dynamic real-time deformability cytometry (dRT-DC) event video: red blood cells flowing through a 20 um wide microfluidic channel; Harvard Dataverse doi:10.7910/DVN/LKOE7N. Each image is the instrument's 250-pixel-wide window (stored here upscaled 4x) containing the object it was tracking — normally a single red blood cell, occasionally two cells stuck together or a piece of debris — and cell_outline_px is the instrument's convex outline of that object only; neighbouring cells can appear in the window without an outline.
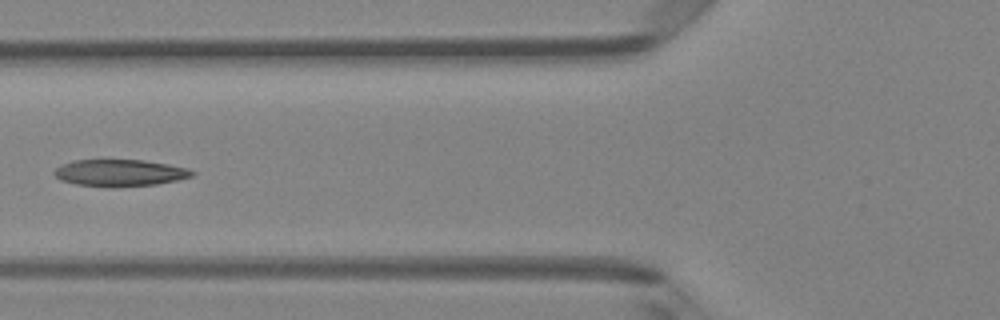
{"species": "Egyptian fruit bat (a non-hibernating species)", "species_latin": "Rousettus aegyptiacus", "temperature_condition": "room temperature", "stored_images_in_passage": 7, "camera_frame_rate_fps": 3000, "um_per_image_px": 0.085, "animal": {"sex": "female"}, "frame": {"image": 1, "passage_image": 6, "time_ms": 5.667, "image_size_px": [1000, 320], "cell_outline_px": [[196, 176], [156, 184], [112, 188], [104, 188], [76, 184], [60, 180], [52, 172], [60, 164], [76, 160], [144, 160], [168, 164], [188, 168], [196, 172]], "centroid_in_image_um": [10.19, 14.7], "position_along_channel_um": 115.6, "area_um2": 21.91}}
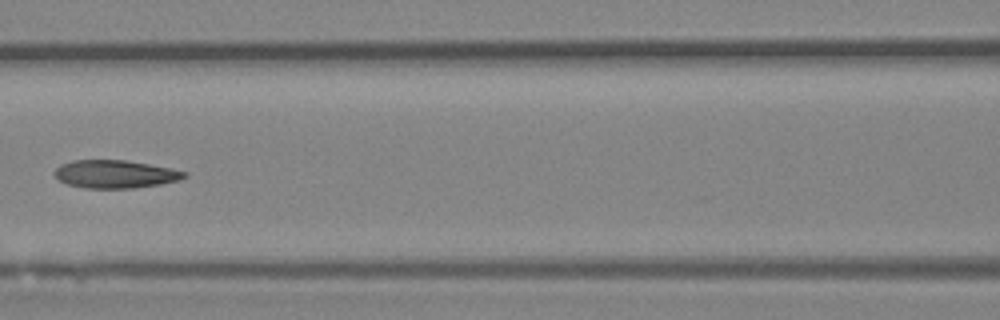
{"frame": {"image": 2, "passage_image": 7, "time_ms": 6.667, "image_size_px": [1000, 320], "cell_outline_px": [[188, 176], [180, 180], [160, 184], [132, 188], [84, 188], [68, 184], [60, 180], [52, 172], [60, 164], [72, 160], [124, 160], [172, 168], [188, 172]], "centroid_in_image_um": [9.8, 14.79], "position_along_channel_um": 156.8, "area_um2": 21.21}}